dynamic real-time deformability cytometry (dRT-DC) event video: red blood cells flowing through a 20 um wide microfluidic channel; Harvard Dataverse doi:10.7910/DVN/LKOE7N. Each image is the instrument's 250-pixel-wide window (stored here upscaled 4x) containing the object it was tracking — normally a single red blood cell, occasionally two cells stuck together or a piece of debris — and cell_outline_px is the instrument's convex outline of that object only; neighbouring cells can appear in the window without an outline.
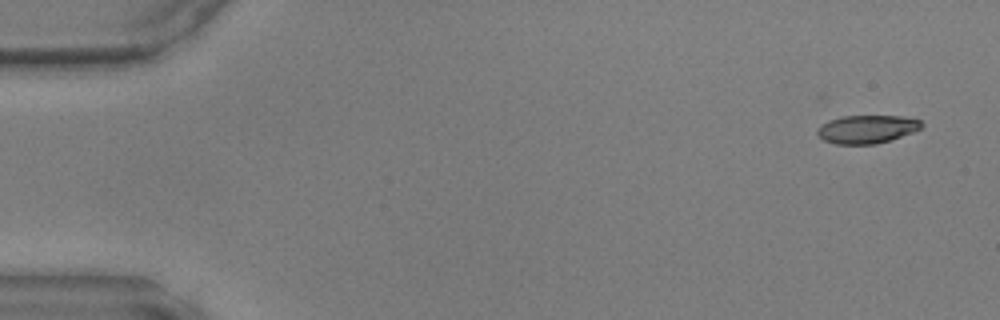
{"species": "common noctule bat (a hibernating species)", "species_latin": "Nyctalus noctula", "temperature_condition": "warm", "stored_images_in_passage": 46, "camera_frame_rate_fps": 3000, "um_per_image_px": 0.085, "animal": {"sex": "male", "body_mass_g": 17.9, "forearm_length_mm": 54.2}, "frame": {"image": 1, "passage_image": 1, "time_ms": 0.0, "image_size_px": [1000, 320], "cell_outline_px": [[924, 124], [920, 128], [912, 132], [876, 144], [836, 144], [824, 140], [816, 132], [816, 128], [820, 124], [828, 120], [840, 116], [900, 116], [920, 120]], "centroid_in_image_um": [73.63, 10.97], "position_along_channel_um": 11.4, "area_um2": 17.05}}
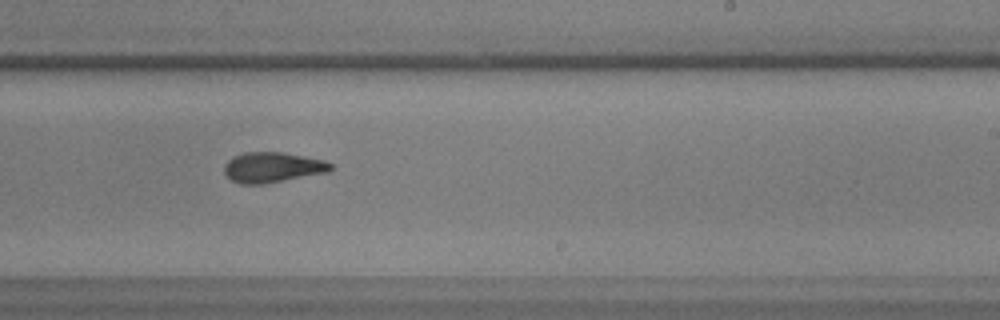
{"frame": {"image": 2, "passage_image": 28, "time_ms": 9.0, "image_size_px": [1000, 320], "cell_outline_px": [[332, 168], [328, 172], [264, 184], [240, 184], [224, 176], [224, 164], [232, 156], [244, 152], [284, 152], [324, 160], [332, 164]], "centroid_in_image_um": [23.12, 14.22], "position_along_channel_um": 265.9, "area_um2": 18.96}}
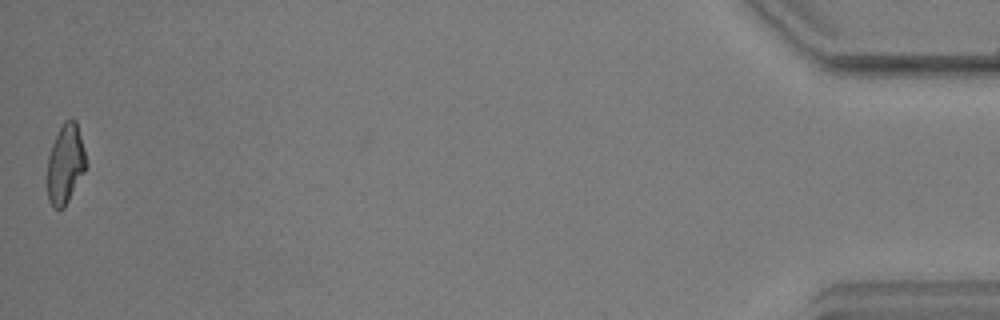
{"frame": {"image": 3, "passage_image": 46, "time_ms": 15.0, "image_size_px": [1000, 320], "cell_outline_px": [[88, 164], [84, 172], [64, 208], [56, 208], [48, 200], [48, 156], [52, 144], [64, 120], [72, 116], [76, 120], [84, 148]], "centroid_in_image_um": [5.58, 13.89], "position_along_channel_um": 429.6, "area_um2": 17.86}}